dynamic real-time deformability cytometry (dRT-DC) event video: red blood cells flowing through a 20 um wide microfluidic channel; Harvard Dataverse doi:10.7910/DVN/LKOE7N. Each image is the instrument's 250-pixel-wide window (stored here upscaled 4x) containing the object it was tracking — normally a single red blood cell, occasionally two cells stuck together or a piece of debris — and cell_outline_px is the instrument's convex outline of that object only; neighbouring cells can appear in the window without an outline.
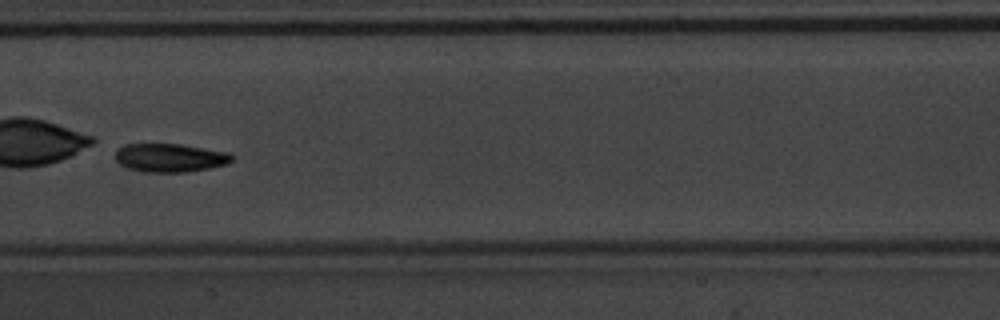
{"species": "common noctule bat (a hibernating species)", "species_latin": "Nyctalus noctula", "temperature_condition": "warm", "stored_images_in_passage": 8, "camera_frame_rate_fps": 3000, "um_per_image_px": 0.085, "animal": {"sex": "male", "body_mass_g": 20.1, "forearm_length_mm": 53.5}, "frame": {"image": 1, "passage_image": 6, "time_ms": 1.667, "image_size_px": [1000, 320], "cell_outline_px": [[232, 160], [228, 164], [212, 168], [188, 172], [144, 172], [128, 168], [120, 164], [116, 160], [116, 152], [124, 144], [180, 144], [228, 152], [232, 156]], "centroid_in_image_um": [14.47, 13.42], "position_along_channel_um": 192.9, "area_um2": 19.36}}
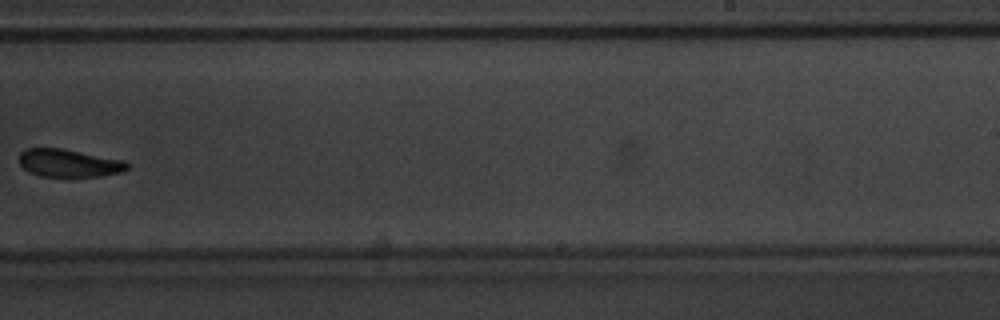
{"frame": {"image": 2, "passage_image": 8, "time_ms": 2.333, "image_size_px": [1000, 320], "cell_outline_px": [[128, 168], [120, 172], [100, 176], [40, 176], [28, 172], [20, 164], [20, 152], [24, 148], [60, 148], [124, 160], [128, 164]], "centroid_in_image_um": [5.82, 13.85], "position_along_channel_um": 283.2, "area_um2": 17.34}}